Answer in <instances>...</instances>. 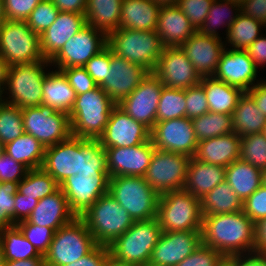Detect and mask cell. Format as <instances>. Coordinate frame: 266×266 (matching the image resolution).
<instances>
[{
	"label": "cell",
	"instance_id": "obj_65",
	"mask_svg": "<svg viewBox=\"0 0 266 266\" xmlns=\"http://www.w3.org/2000/svg\"><path fill=\"white\" fill-rule=\"evenodd\" d=\"M60 12H73L84 14L87 0H51Z\"/></svg>",
	"mask_w": 266,
	"mask_h": 266
},
{
	"label": "cell",
	"instance_id": "obj_6",
	"mask_svg": "<svg viewBox=\"0 0 266 266\" xmlns=\"http://www.w3.org/2000/svg\"><path fill=\"white\" fill-rule=\"evenodd\" d=\"M80 218L96 243L105 246L124 234L135 222L109 192L102 195Z\"/></svg>",
	"mask_w": 266,
	"mask_h": 266
},
{
	"label": "cell",
	"instance_id": "obj_56",
	"mask_svg": "<svg viewBox=\"0 0 266 266\" xmlns=\"http://www.w3.org/2000/svg\"><path fill=\"white\" fill-rule=\"evenodd\" d=\"M243 211L253 222L266 217V186L261 185L243 202Z\"/></svg>",
	"mask_w": 266,
	"mask_h": 266
},
{
	"label": "cell",
	"instance_id": "obj_75",
	"mask_svg": "<svg viewBox=\"0 0 266 266\" xmlns=\"http://www.w3.org/2000/svg\"><path fill=\"white\" fill-rule=\"evenodd\" d=\"M225 1H232V2H235V3H239V4H241L243 2V0H225Z\"/></svg>",
	"mask_w": 266,
	"mask_h": 266
},
{
	"label": "cell",
	"instance_id": "obj_2",
	"mask_svg": "<svg viewBox=\"0 0 266 266\" xmlns=\"http://www.w3.org/2000/svg\"><path fill=\"white\" fill-rule=\"evenodd\" d=\"M116 105L100 86L76 95L69 113L71 135L98 139L103 134L111 111Z\"/></svg>",
	"mask_w": 266,
	"mask_h": 266
},
{
	"label": "cell",
	"instance_id": "obj_43",
	"mask_svg": "<svg viewBox=\"0 0 266 266\" xmlns=\"http://www.w3.org/2000/svg\"><path fill=\"white\" fill-rule=\"evenodd\" d=\"M80 173H108L106 151L98 139L80 137Z\"/></svg>",
	"mask_w": 266,
	"mask_h": 266
},
{
	"label": "cell",
	"instance_id": "obj_4",
	"mask_svg": "<svg viewBox=\"0 0 266 266\" xmlns=\"http://www.w3.org/2000/svg\"><path fill=\"white\" fill-rule=\"evenodd\" d=\"M107 46L129 62L152 73L164 46L156 31L118 28L107 35Z\"/></svg>",
	"mask_w": 266,
	"mask_h": 266
},
{
	"label": "cell",
	"instance_id": "obj_64",
	"mask_svg": "<svg viewBox=\"0 0 266 266\" xmlns=\"http://www.w3.org/2000/svg\"><path fill=\"white\" fill-rule=\"evenodd\" d=\"M261 81L250 88L247 93L254 99L256 106L266 117V80Z\"/></svg>",
	"mask_w": 266,
	"mask_h": 266
},
{
	"label": "cell",
	"instance_id": "obj_59",
	"mask_svg": "<svg viewBox=\"0 0 266 266\" xmlns=\"http://www.w3.org/2000/svg\"><path fill=\"white\" fill-rule=\"evenodd\" d=\"M37 203V199L29 196H23L17 192L15 194L14 203V224L16 225L21 221L27 220Z\"/></svg>",
	"mask_w": 266,
	"mask_h": 266
},
{
	"label": "cell",
	"instance_id": "obj_52",
	"mask_svg": "<svg viewBox=\"0 0 266 266\" xmlns=\"http://www.w3.org/2000/svg\"><path fill=\"white\" fill-rule=\"evenodd\" d=\"M186 117L193 119L209 112L204 88L199 84L185 89Z\"/></svg>",
	"mask_w": 266,
	"mask_h": 266
},
{
	"label": "cell",
	"instance_id": "obj_30",
	"mask_svg": "<svg viewBox=\"0 0 266 266\" xmlns=\"http://www.w3.org/2000/svg\"><path fill=\"white\" fill-rule=\"evenodd\" d=\"M159 9L151 0H122L120 28L155 31Z\"/></svg>",
	"mask_w": 266,
	"mask_h": 266
},
{
	"label": "cell",
	"instance_id": "obj_42",
	"mask_svg": "<svg viewBox=\"0 0 266 266\" xmlns=\"http://www.w3.org/2000/svg\"><path fill=\"white\" fill-rule=\"evenodd\" d=\"M198 142L234 132L232 115L207 112L192 119Z\"/></svg>",
	"mask_w": 266,
	"mask_h": 266
},
{
	"label": "cell",
	"instance_id": "obj_53",
	"mask_svg": "<svg viewBox=\"0 0 266 266\" xmlns=\"http://www.w3.org/2000/svg\"><path fill=\"white\" fill-rule=\"evenodd\" d=\"M111 49L106 46L98 54L93 56L83 67L99 86L105 79L107 70L110 68Z\"/></svg>",
	"mask_w": 266,
	"mask_h": 266
},
{
	"label": "cell",
	"instance_id": "obj_60",
	"mask_svg": "<svg viewBox=\"0 0 266 266\" xmlns=\"http://www.w3.org/2000/svg\"><path fill=\"white\" fill-rule=\"evenodd\" d=\"M241 12L266 26V0H243Z\"/></svg>",
	"mask_w": 266,
	"mask_h": 266
},
{
	"label": "cell",
	"instance_id": "obj_15",
	"mask_svg": "<svg viewBox=\"0 0 266 266\" xmlns=\"http://www.w3.org/2000/svg\"><path fill=\"white\" fill-rule=\"evenodd\" d=\"M156 149L194 157L198 140L191 119L187 117L158 121L150 132Z\"/></svg>",
	"mask_w": 266,
	"mask_h": 266
},
{
	"label": "cell",
	"instance_id": "obj_58",
	"mask_svg": "<svg viewBox=\"0 0 266 266\" xmlns=\"http://www.w3.org/2000/svg\"><path fill=\"white\" fill-rule=\"evenodd\" d=\"M110 258L109 247L97 244L88 254L78 261L64 266H103Z\"/></svg>",
	"mask_w": 266,
	"mask_h": 266
},
{
	"label": "cell",
	"instance_id": "obj_3",
	"mask_svg": "<svg viewBox=\"0 0 266 266\" xmlns=\"http://www.w3.org/2000/svg\"><path fill=\"white\" fill-rule=\"evenodd\" d=\"M161 234L157 218L135 221L124 234L108 245L110 257L131 266H148Z\"/></svg>",
	"mask_w": 266,
	"mask_h": 266
},
{
	"label": "cell",
	"instance_id": "obj_23",
	"mask_svg": "<svg viewBox=\"0 0 266 266\" xmlns=\"http://www.w3.org/2000/svg\"><path fill=\"white\" fill-rule=\"evenodd\" d=\"M42 168L59 184L69 176L80 173V137L70 135L53 146L45 148Z\"/></svg>",
	"mask_w": 266,
	"mask_h": 266
},
{
	"label": "cell",
	"instance_id": "obj_22",
	"mask_svg": "<svg viewBox=\"0 0 266 266\" xmlns=\"http://www.w3.org/2000/svg\"><path fill=\"white\" fill-rule=\"evenodd\" d=\"M258 73L253 60L245 50H234L226 47L220 55L218 67L213 77L247 92L260 82L256 79ZM255 80L257 81L255 82Z\"/></svg>",
	"mask_w": 266,
	"mask_h": 266
},
{
	"label": "cell",
	"instance_id": "obj_7",
	"mask_svg": "<svg viewBox=\"0 0 266 266\" xmlns=\"http://www.w3.org/2000/svg\"><path fill=\"white\" fill-rule=\"evenodd\" d=\"M162 232L201 230V200L179 189L159 196L157 217Z\"/></svg>",
	"mask_w": 266,
	"mask_h": 266
},
{
	"label": "cell",
	"instance_id": "obj_21",
	"mask_svg": "<svg viewBox=\"0 0 266 266\" xmlns=\"http://www.w3.org/2000/svg\"><path fill=\"white\" fill-rule=\"evenodd\" d=\"M148 73L142 66L121 58L111 50L110 68L107 70L106 79L99 86L119 104L137 88Z\"/></svg>",
	"mask_w": 266,
	"mask_h": 266
},
{
	"label": "cell",
	"instance_id": "obj_28",
	"mask_svg": "<svg viewBox=\"0 0 266 266\" xmlns=\"http://www.w3.org/2000/svg\"><path fill=\"white\" fill-rule=\"evenodd\" d=\"M75 217L70 210L66 196L59 189L52 195L40 199L27 220L32 224L57 231Z\"/></svg>",
	"mask_w": 266,
	"mask_h": 266
},
{
	"label": "cell",
	"instance_id": "obj_67",
	"mask_svg": "<svg viewBox=\"0 0 266 266\" xmlns=\"http://www.w3.org/2000/svg\"><path fill=\"white\" fill-rule=\"evenodd\" d=\"M8 64L0 57V95L3 96L6 83H7V73Z\"/></svg>",
	"mask_w": 266,
	"mask_h": 266
},
{
	"label": "cell",
	"instance_id": "obj_63",
	"mask_svg": "<svg viewBox=\"0 0 266 266\" xmlns=\"http://www.w3.org/2000/svg\"><path fill=\"white\" fill-rule=\"evenodd\" d=\"M253 252H266V217L254 222Z\"/></svg>",
	"mask_w": 266,
	"mask_h": 266
},
{
	"label": "cell",
	"instance_id": "obj_35",
	"mask_svg": "<svg viewBox=\"0 0 266 266\" xmlns=\"http://www.w3.org/2000/svg\"><path fill=\"white\" fill-rule=\"evenodd\" d=\"M233 129L239 136L261 133L266 117L257 108L254 99L244 92L232 113Z\"/></svg>",
	"mask_w": 266,
	"mask_h": 266
},
{
	"label": "cell",
	"instance_id": "obj_10",
	"mask_svg": "<svg viewBox=\"0 0 266 266\" xmlns=\"http://www.w3.org/2000/svg\"><path fill=\"white\" fill-rule=\"evenodd\" d=\"M0 57L9 67L44 60L40 35L26 21L6 20L0 26Z\"/></svg>",
	"mask_w": 266,
	"mask_h": 266
},
{
	"label": "cell",
	"instance_id": "obj_11",
	"mask_svg": "<svg viewBox=\"0 0 266 266\" xmlns=\"http://www.w3.org/2000/svg\"><path fill=\"white\" fill-rule=\"evenodd\" d=\"M24 132L36 138L44 148L53 146L71 135L67 113L40 104L22 109Z\"/></svg>",
	"mask_w": 266,
	"mask_h": 266
},
{
	"label": "cell",
	"instance_id": "obj_71",
	"mask_svg": "<svg viewBox=\"0 0 266 266\" xmlns=\"http://www.w3.org/2000/svg\"><path fill=\"white\" fill-rule=\"evenodd\" d=\"M4 263H5L4 254H3L2 246L0 244V266H4Z\"/></svg>",
	"mask_w": 266,
	"mask_h": 266
},
{
	"label": "cell",
	"instance_id": "obj_57",
	"mask_svg": "<svg viewBox=\"0 0 266 266\" xmlns=\"http://www.w3.org/2000/svg\"><path fill=\"white\" fill-rule=\"evenodd\" d=\"M28 168L3 152L0 156V183L5 181L20 182L27 174Z\"/></svg>",
	"mask_w": 266,
	"mask_h": 266
},
{
	"label": "cell",
	"instance_id": "obj_34",
	"mask_svg": "<svg viewBox=\"0 0 266 266\" xmlns=\"http://www.w3.org/2000/svg\"><path fill=\"white\" fill-rule=\"evenodd\" d=\"M122 0H87V24L108 35L120 28Z\"/></svg>",
	"mask_w": 266,
	"mask_h": 266
},
{
	"label": "cell",
	"instance_id": "obj_41",
	"mask_svg": "<svg viewBox=\"0 0 266 266\" xmlns=\"http://www.w3.org/2000/svg\"><path fill=\"white\" fill-rule=\"evenodd\" d=\"M59 189L60 184L41 167L28 170L26 176L18 183L17 192L39 201Z\"/></svg>",
	"mask_w": 266,
	"mask_h": 266
},
{
	"label": "cell",
	"instance_id": "obj_12",
	"mask_svg": "<svg viewBox=\"0 0 266 266\" xmlns=\"http://www.w3.org/2000/svg\"><path fill=\"white\" fill-rule=\"evenodd\" d=\"M191 159L185 154L156 149L144 179L159 195L183 189Z\"/></svg>",
	"mask_w": 266,
	"mask_h": 266
},
{
	"label": "cell",
	"instance_id": "obj_40",
	"mask_svg": "<svg viewBox=\"0 0 266 266\" xmlns=\"http://www.w3.org/2000/svg\"><path fill=\"white\" fill-rule=\"evenodd\" d=\"M0 244L5 261L44 258L16 225L0 231Z\"/></svg>",
	"mask_w": 266,
	"mask_h": 266
},
{
	"label": "cell",
	"instance_id": "obj_50",
	"mask_svg": "<svg viewBox=\"0 0 266 266\" xmlns=\"http://www.w3.org/2000/svg\"><path fill=\"white\" fill-rule=\"evenodd\" d=\"M226 263L227 259L221 253L201 243L177 266H224Z\"/></svg>",
	"mask_w": 266,
	"mask_h": 266
},
{
	"label": "cell",
	"instance_id": "obj_68",
	"mask_svg": "<svg viewBox=\"0 0 266 266\" xmlns=\"http://www.w3.org/2000/svg\"><path fill=\"white\" fill-rule=\"evenodd\" d=\"M153 3L158 4L159 6H175L178 3V0H151Z\"/></svg>",
	"mask_w": 266,
	"mask_h": 266
},
{
	"label": "cell",
	"instance_id": "obj_25",
	"mask_svg": "<svg viewBox=\"0 0 266 266\" xmlns=\"http://www.w3.org/2000/svg\"><path fill=\"white\" fill-rule=\"evenodd\" d=\"M86 25L84 14L59 12L54 23L40 35L44 59L50 61L63 45Z\"/></svg>",
	"mask_w": 266,
	"mask_h": 266
},
{
	"label": "cell",
	"instance_id": "obj_54",
	"mask_svg": "<svg viewBox=\"0 0 266 266\" xmlns=\"http://www.w3.org/2000/svg\"><path fill=\"white\" fill-rule=\"evenodd\" d=\"M61 71L66 76L76 95L90 91L98 86L84 67L64 68Z\"/></svg>",
	"mask_w": 266,
	"mask_h": 266
},
{
	"label": "cell",
	"instance_id": "obj_73",
	"mask_svg": "<svg viewBox=\"0 0 266 266\" xmlns=\"http://www.w3.org/2000/svg\"><path fill=\"white\" fill-rule=\"evenodd\" d=\"M4 152V145L0 142V156Z\"/></svg>",
	"mask_w": 266,
	"mask_h": 266
},
{
	"label": "cell",
	"instance_id": "obj_20",
	"mask_svg": "<svg viewBox=\"0 0 266 266\" xmlns=\"http://www.w3.org/2000/svg\"><path fill=\"white\" fill-rule=\"evenodd\" d=\"M155 150L151 139L131 147L105 148L109 177H144Z\"/></svg>",
	"mask_w": 266,
	"mask_h": 266
},
{
	"label": "cell",
	"instance_id": "obj_18",
	"mask_svg": "<svg viewBox=\"0 0 266 266\" xmlns=\"http://www.w3.org/2000/svg\"><path fill=\"white\" fill-rule=\"evenodd\" d=\"M201 243V230L162 232L148 266H177Z\"/></svg>",
	"mask_w": 266,
	"mask_h": 266
},
{
	"label": "cell",
	"instance_id": "obj_19",
	"mask_svg": "<svg viewBox=\"0 0 266 266\" xmlns=\"http://www.w3.org/2000/svg\"><path fill=\"white\" fill-rule=\"evenodd\" d=\"M150 132L148 127L134 120L116 105L98 140L103 148L131 147L149 141Z\"/></svg>",
	"mask_w": 266,
	"mask_h": 266
},
{
	"label": "cell",
	"instance_id": "obj_29",
	"mask_svg": "<svg viewBox=\"0 0 266 266\" xmlns=\"http://www.w3.org/2000/svg\"><path fill=\"white\" fill-rule=\"evenodd\" d=\"M226 167L200 162L192 157L184 189L201 199L225 180Z\"/></svg>",
	"mask_w": 266,
	"mask_h": 266
},
{
	"label": "cell",
	"instance_id": "obj_24",
	"mask_svg": "<svg viewBox=\"0 0 266 266\" xmlns=\"http://www.w3.org/2000/svg\"><path fill=\"white\" fill-rule=\"evenodd\" d=\"M222 40L196 31L180 48L201 77H210L214 75L225 49Z\"/></svg>",
	"mask_w": 266,
	"mask_h": 266
},
{
	"label": "cell",
	"instance_id": "obj_44",
	"mask_svg": "<svg viewBox=\"0 0 266 266\" xmlns=\"http://www.w3.org/2000/svg\"><path fill=\"white\" fill-rule=\"evenodd\" d=\"M186 117L185 89H174L163 86L156 122Z\"/></svg>",
	"mask_w": 266,
	"mask_h": 266
},
{
	"label": "cell",
	"instance_id": "obj_61",
	"mask_svg": "<svg viewBox=\"0 0 266 266\" xmlns=\"http://www.w3.org/2000/svg\"><path fill=\"white\" fill-rule=\"evenodd\" d=\"M245 51L257 69L264 68L266 66V34L258 37Z\"/></svg>",
	"mask_w": 266,
	"mask_h": 266
},
{
	"label": "cell",
	"instance_id": "obj_5",
	"mask_svg": "<svg viewBox=\"0 0 266 266\" xmlns=\"http://www.w3.org/2000/svg\"><path fill=\"white\" fill-rule=\"evenodd\" d=\"M48 66L51 67V64L49 60L45 59L29 64L10 66L2 101L16 105L21 109L42 104V85L45 76L49 72L47 71Z\"/></svg>",
	"mask_w": 266,
	"mask_h": 266
},
{
	"label": "cell",
	"instance_id": "obj_8",
	"mask_svg": "<svg viewBox=\"0 0 266 266\" xmlns=\"http://www.w3.org/2000/svg\"><path fill=\"white\" fill-rule=\"evenodd\" d=\"M109 194L123 207L134 221L157 217L159 194L144 177L117 176L109 179Z\"/></svg>",
	"mask_w": 266,
	"mask_h": 266
},
{
	"label": "cell",
	"instance_id": "obj_66",
	"mask_svg": "<svg viewBox=\"0 0 266 266\" xmlns=\"http://www.w3.org/2000/svg\"><path fill=\"white\" fill-rule=\"evenodd\" d=\"M4 266H45L44 258H30L26 260L5 261Z\"/></svg>",
	"mask_w": 266,
	"mask_h": 266
},
{
	"label": "cell",
	"instance_id": "obj_1",
	"mask_svg": "<svg viewBox=\"0 0 266 266\" xmlns=\"http://www.w3.org/2000/svg\"><path fill=\"white\" fill-rule=\"evenodd\" d=\"M202 243L226 259L253 252L254 222L244 211L203 215Z\"/></svg>",
	"mask_w": 266,
	"mask_h": 266
},
{
	"label": "cell",
	"instance_id": "obj_26",
	"mask_svg": "<svg viewBox=\"0 0 266 266\" xmlns=\"http://www.w3.org/2000/svg\"><path fill=\"white\" fill-rule=\"evenodd\" d=\"M155 31L164 47H180L197 30L175 5L160 6Z\"/></svg>",
	"mask_w": 266,
	"mask_h": 266
},
{
	"label": "cell",
	"instance_id": "obj_32",
	"mask_svg": "<svg viewBox=\"0 0 266 266\" xmlns=\"http://www.w3.org/2000/svg\"><path fill=\"white\" fill-rule=\"evenodd\" d=\"M200 85L204 88L209 112L232 115L244 91L238 87L210 77H202Z\"/></svg>",
	"mask_w": 266,
	"mask_h": 266
},
{
	"label": "cell",
	"instance_id": "obj_47",
	"mask_svg": "<svg viewBox=\"0 0 266 266\" xmlns=\"http://www.w3.org/2000/svg\"><path fill=\"white\" fill-rule=\"evenodd\" d=\"M16 226L42 256L48 252L55 233L52 228L38 226L28 220L21 221Z\"/></svg>",
	"mask_w": 266,
	"mask_h": 266
},
{
	"label": "cell",
	"instance_id": "obj_70",
	"mask_svg": "<svg viewBox=\"0 0 266 266\" xmlns=\"http://www.w3.org/2000/svg\"><path fill=\"white\" fill-rule=\"evenodd\" d=\"M6 21L3 0H0V26Z\"/></svg>",
	"mask_w": 266,
	"mask_h": 266
},
{
	"label": "cell",
	"instance_id": "obj_76",
	"mask_svg": "<svg viewBox=\"0 0 266 266\" xmlns=\"http://www.w3.org/2000/svg\"><path fill=\"white\" fill-rule=\"evenodd\" d=\"M224 266H231L228 262Z\"/></svg>",
	"mask_w": 266,
	"mask_h": 266
},
{
	"label": "cell",
	"instance_id": "obj_72",
	"mask_svg": "<svg viewBox=\"0 0 266 266\" xmlns=\"http://www.w3.org/2000/svg\"><path fill=\"white\" fill-rule=\"evenodd\" d=\"M262 185L266 186V168L262 170Z\"/></svg>",
	"mask_w": 266,
	"mask_h": 266
},
{
	"label": "cell",
	"instance_id": "obj_33",
	"mask_svg": "<svg viewBox=\"0 0 266 266\" xmlns=\"http://www.w3.org/2000/svg\"><path fill=\"white\" fill-rule=\"evenodd\" d=\"M225 181L244 202L262 185V170L238 159L226 167Z\"/></svg>",
	"mask_w": 266,
	"mask_h": 266
},
{
	"label": "cell",
	"instance_id": "obj_14",
	"mask_svg": "<svg viewBox=\"0 0 266 266\" xmlns=\"http://www.w3.org/2000/svg\"><path fill=\"white\" fill-rule=\"evenodd\" d=\"M108 173H79L69 176L60 184L71 212L80 217L102 195L108 192Z\"/></svg>",
	"mask_w": 266,
	"mask_h": 266
},
{
	"label": "cell",
	"instance_id": "obj_9",
	"mask_svg": "<svg viewBox=\"0 0 266 266\" xmlns=\"http://www.w3.org/2000/svg\"><path fill=\"white\" fill-rule=\"evenodd\" d=\"M97 245L94 237L80 217L62 226L54 233L48 252L44 255L45 266H64L74 263Z\"/></svg>",
	"mask_w": 266,
	"mask_h": 266
},
{
	"label": "cell",
	"instance_id": "obj_27",
	"mask_svg": "<svg viewBox=\"0 0 266 266\" xmlns=\"http://www.w3.org/2000/svg\"><path fill=\"white\" fill-rule=\"evenodd\" d=\"M241 136L236 132L198 142L194 158L200 162L227 167L240 157Z\"/></svg>",
	"mask_w": 266,
	"mask_h": 266
},
{
	"label": "cell",
	"instance_id": "obj_48",
	"mask_svg": "<svg viewBox=\"0 0 266 266\" xmlns=\"http://www.w3.org/2000/svg\"><path fill=\"white\" fill-rule=\"evenodd\" d=\"M59 12L51 0H42L26 22L36 34L41 35L54 23Z\"/></svg>",
	"mask_w": 266,
	"mask_h": 266
},
{
	"label": "cell",
	"instance_id": "obj_36",
	"mask_svg": "<svg viewBox=\"0 0 266 266\" xmlns=\"http://www.w3.org/2000/svg\"><path fill=\"white\" fill-rule=\"evenodd\" d=\"M200 200L202 215L225 214L243 210V202L225 180Z\"/></svg>",
	"mask_w": 266,
	"mask_h": 266
},
{
	"label": "cell",
	"instance_id": "obj_62",
	"mask_svg": "<svg viewBox=\"0 0 266 266\" xmlns=\"http://www.w3.org/2000/svg\"><path fill=\"white\" fill-rule=\"evenodd\" d=\"M231 266H266V255L264 253H246L235 255L227 259Z\"/></svg>",
	"mask_w": 266,
	"mask_h": 266
},
{
	"label": "cell",
	"instance_id": "obj_39",
	"mask_svg": "<svg viewBox=\"0 0 266 266\" xmlns=\"http://www.w3.org/2000/svg\"><path fill=\"white\" fill-rule=\"evenodd\" d=\"M240 12L241 9L239 3L225 0H214L207 16L205 17L204 23L197 31L202 35L222 39L217 29L219 26L226 27L225 33L227 34L228 28L234 23Z\"/></svg>",
	"mask_w": 266,
	"mask_h": 266
},
{
	"label": "cell",
	"instance_id": "obj_45",
	"mask_svg": "<svg viewBox=\"0 0 266 266\" xmlns=\"http://www.w3.org/2000/svg\"><path fill=\"white\" fill-rule=\"evenodd\" d=\"M24 132L22 109L16 105L0 102V142L10 143Z\"/></svg>",
	"mask_w": 266,
	"mask_h": 266
},
{
	"label": "cell",
	"instance_id": "obj_55",
	"mask_svg": "<svg viewBox=\"0 0 266 266\" xmlns=\"http://www.w3.org/2000/svg\"><path fill=\"white\" fill-rule=\"evenodd\" d=\"M42 0H3L6 20L26 21Z\"/></svg>",
	"mask_w": 266,
	"mask_h": 266
},
{
	"label": "cell",
	"instance_id": "obj_46",
	"mask_svg": "<svg viewBox=\"0 0 266 266\" xmlns=\"http://www.w3.org/2000/svg\"><path fill=\"white\" fill-rule=\"evenodd\" d=\"M240 160L263 170L266 168V137L262 133L241 137Z\"/></svg>",
	"mask_w": 266,
	"mask_h": 266
},
{
	"label": "cell",
	"instance_id": "obj_31",
	"mask_svg": "<svg viewBox=\"0 0 266 266\" xmlns=\"http://www.w3.org/2000/svg\"><path fill=\"white\" fill-rule=\"evenodd\" d=\"M49 70L42 85V104L69 115L75 103L76 94L61 70Z\"/></svg>",
	"mask_w": 266,
	"mask_h": 266
},
{
	"label": "cell",
	"instance_id": "obj_38",
	"mask_svg": "<svg viewBox=\"0 0 266 266\" xmlns=\"http://www.w3.org/2000/svg\"><path fill=\"white\" fill-rule=\"evenodd\" d=\"M4 152L30 170L42 167L45 148L32 135L23 133L15 140L4 145Z\"/></svg>",
	"mask_w": 266,
	"mask_h": 266
},
{
	"label": "cell",
	"instance_id": "obj_49",
	"mask_svg": "<svg viewBox=\"0 0 266 266\" xmlns=\"http://www.w3.org/2000/svg\"><path fill=\"white\" fill-rule=\"evenodd\" d=\"M18 183L5 181L0 183V231L15 226L14 203L18 191Z\"/></svg>",
	"mask_w": 266,
	"mask_h": 266
},
{
	"label": "cell",
	"instance_id": "obj_13",
	"mask_svg": "<svg viewBox=\"0 0 266 266\" xmlns=\"http://www.w3.org/2000/svg\"><path fill=\"white\" fill-rule=\"evenodd\" d=\"M106 46L107 35L87 24L71 37L49 62L57 70L83 67Z\"/></svg>",
	"mask_w": 266,
	"mask_h": 266
},
{
	"label": "cell",
	"instance_id": "obj_16",
	"mask_svg": "<svg viewBox=\"0 0 266 266\" xmlns=\"http://www.w3.org/2000/svg\"><path fill=\"white\" fill-rule=\"evenodd\" d=\"M152 73L164 86L174 89L194 87L202 80L180 47H164Z\"/></svg>",
	"mask_w": 266,
	"mask_h": 266
},
{
	"label": "cell",
	"instance_id": "obj_51",
	"mask_svg": "<svg viewBox=\"0 0 266 266\" xmlns=\"http://www.w3.org/2000/svg\"><path fill=\"white\" fill-rule=\"evenodd\" d=\"M214 0H178L177 6L198 30L204 23Z\"/></svg>",
	"mask_w": 266,
	"mask_h": 266
},
{
	"label": "cell",
	"instance_id": "obj_74",
	"mask_svg": "<svg viewBox=\"0 0 266 266\" xmlns=\"http://www.w3.org/2000/svg\"><path fill=\"white\" fill-rule=\"evenodd\" d=\"M261 133L266 137V122Z\"/></svg>",
	"mask_w": 266,
	"mask_h": 266
},
{
	"label": "cell",
	"instance_id": "obj_37",
	"mask_svg": "<svg viewBox=\"0 0 266 266\" xmlns=\"http://www.w3.org/2000/svg\"><path fill=\"white\" fill-rule=\"evenodd\" d=\"M263 28L266 30V26L261 22L240 12L237 19L228 28L224 46L225 48L226 46L230 47L228 49L246 50L262 35Z\"/></svg>",
	"mask_w": 266,
	"mask_h": 266
},
{
	"label": "cell",
	"instance_id": "obj_69",
	"mask_svg": "<svg viewBox=\"0 0 266 266\" xmlns=\"http://www.w3.org/2000/svg\"><path fill=\"white\" fill-rule=\"evenodd\" d=\"M103 266H131L124 263L114 261L111 257L104 263Z\"/></svg>",
	"mask_w": 266,
	"mask_h": 266
},
{
	"label": "cell",
	"instance_id": "obj_17",
	"mask_svg": "<svg viewBox=\"0 0 266 266\" xmlns=\"http://www.w3.org/2000/svg\"><path fill=\"white\" fill-rule=\"evenodd\" d=\"M163 86L153 73H148L137 88L117 105L134 120L151 130L156 123Z\"/></svg>",
	"mask_w": 266,
	"mask_h": 266
}]
</instances>
